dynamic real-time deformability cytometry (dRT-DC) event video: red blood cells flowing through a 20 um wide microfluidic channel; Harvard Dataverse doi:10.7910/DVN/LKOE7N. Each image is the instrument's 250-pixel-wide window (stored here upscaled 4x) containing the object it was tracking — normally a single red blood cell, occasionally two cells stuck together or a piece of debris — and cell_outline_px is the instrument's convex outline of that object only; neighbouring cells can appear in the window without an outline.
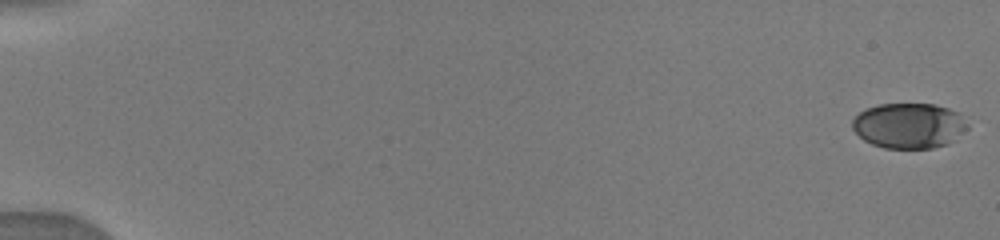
{"species": "human", "species_latin": "Homo sapiens", "temperature_condition": "warm", "stored_images_in_passage": 11, "camera_frame_rate_fps": 3000, "um_per_image_px": 0.085, "donor": {"sex": "male"}, "frame": {"image": 1, "passage_image": 1, "time_ms": 0.0, "image_size_px": [1000, 240], "cell_outline_px": [[968, 128], [956, 140], [948, 144], [932, 148], [884, 148], [872, 144], [864, 140], [852, 128], [852, 120], [864, 108], [880, 104], [936, 104], [960, 112], [968, 124]], "centroid_in_image_um": [77.3, 10.68], "position_along_channel_um": 7.7, "area_um2": 30.75}}
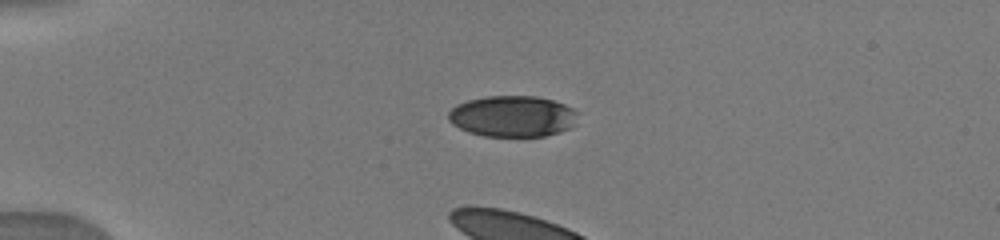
{"frame": {"image": 2, "passage_image": 8, "time_ms": 4.333, "image_size_px": [1000, 240], "cell_outline_px": [[576, 112], [572, 128], [560, 132], [544, 136], [484, 136], [468, 132], [452, 124], [448, 120], [448, 112], [456, 104], [468, 100], [488, 96], [536, 96], [552, 100], [576, 108]], "centroid_in_image_um": [43.55, 9.88], "position_along_channel_um": 41.4, "area_um2": 31.1}}